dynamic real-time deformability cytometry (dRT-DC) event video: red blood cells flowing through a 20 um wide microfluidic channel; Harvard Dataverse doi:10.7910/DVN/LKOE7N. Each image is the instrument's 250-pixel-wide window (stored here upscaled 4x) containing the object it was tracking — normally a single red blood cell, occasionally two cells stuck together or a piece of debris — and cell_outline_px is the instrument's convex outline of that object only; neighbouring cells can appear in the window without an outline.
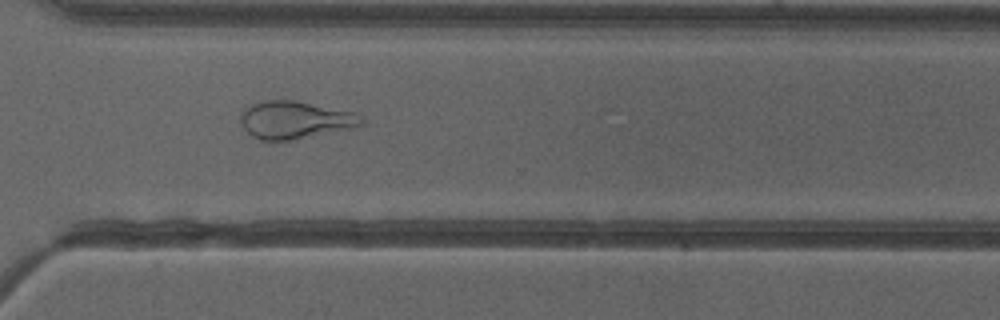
{"species": "common noctule bat (a hibernating species)", "species_latin": "Nyctalus noctula", "temperature_condition": "cold", "stored_images_in_passage": 51, "camera_frame_rate_fps": 3000, "um_per_image_px": 0.085, "animal": {"sex": "female"}, "frame": {"image": 1, "passage_image": 37, "time_ms": 12.0, "image_size_px": [1000, 320], "cell_outline_px": [[364, 124], [360, 128], [280, 144], [272, 144], [260, 140], [252, 136], [244, 128], [240, 120], [240, 112], [244, 108], [252, 104], [264, 100], [296, 100], [356, 112], [364, 116]], "centroid_in_image_um": [25.15, 10.26], "position_along_channel_um": 345.4, "area_um2": 28.26}}